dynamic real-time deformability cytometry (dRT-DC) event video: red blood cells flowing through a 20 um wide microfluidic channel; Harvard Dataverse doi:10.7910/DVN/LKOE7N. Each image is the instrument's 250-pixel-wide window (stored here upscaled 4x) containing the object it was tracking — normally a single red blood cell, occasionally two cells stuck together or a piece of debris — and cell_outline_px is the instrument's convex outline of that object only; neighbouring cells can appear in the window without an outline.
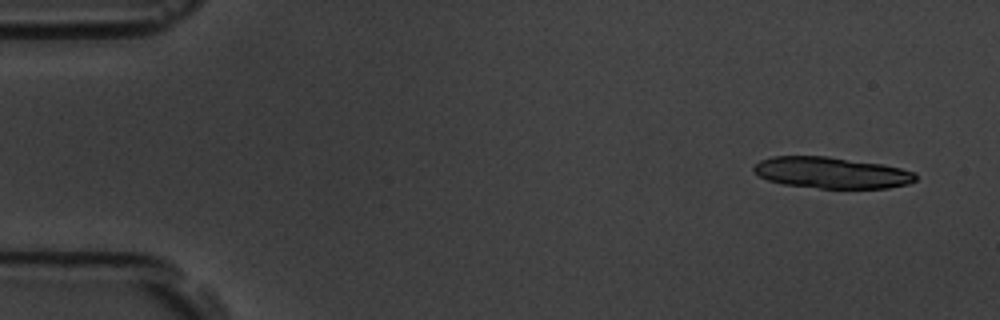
{"species": "common noctule bat (a hibernating species)", "species_latin": "Nyctalus noctula", "temperature_condition": "room temperature", "stored_images_in_passage": 5, "camera_frame_rate_fps": 3000, "um_per_image_px": 0.085, "animal": {"sex": "male", "body_mass_g": 19.5, "forearm_length_mm": 54.6}, "frame": {"image": 1, "passage_image": 1, "time_ms": 0.0, "image_size_px": [1000, 320], "cell_outline_px": [[916, 180], [908, 184], [888, 188], [820, 188], [784, 184], [768, 180], [760, 176], [752, 168], [760, 160], [772, 156], [828, 156], [884, 164], [916, 172]], "centroid_in_image_um": [70.71, 14.67], "position_along_channel_um": 14.3, "area_um2": 29.54}}